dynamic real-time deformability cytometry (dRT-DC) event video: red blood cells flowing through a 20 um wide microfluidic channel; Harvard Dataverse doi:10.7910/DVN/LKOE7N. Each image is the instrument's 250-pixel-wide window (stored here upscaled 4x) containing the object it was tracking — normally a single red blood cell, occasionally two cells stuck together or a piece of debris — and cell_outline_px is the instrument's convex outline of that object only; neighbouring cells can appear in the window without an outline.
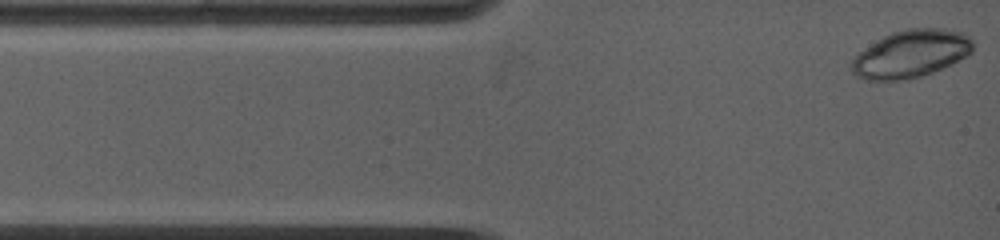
{"species": "common noctule bat (a hibernating species)", "species_latin": "Nyctalus noctula", "temperature_condition": "warm", "stored_images_in_passage": 4, "camera_frame_rate_fps": 5000, "um_per_image_px": 0.085, "animal": {"sex": "female", "body_mass_g": 19.0, "forearm_length_mm": 53.3}, "frame": {"image": 1, "passage_image": 1, "time_ms": 0.0, "image_size_px": [1000, 240], "cell_outline_px": [[972, 52], [932, 72], [908, 80], [864, 80], [856, 76], [848, 68], [848, 64], [860, 52], [884, 36], [892, 32], [904, 28], [944, 28], [964, 32], [972, 40]], "centroid_in_image_um": [77.38, 4.57], "position_along_channel_um": 7.6, "area_um2": 33.47}}